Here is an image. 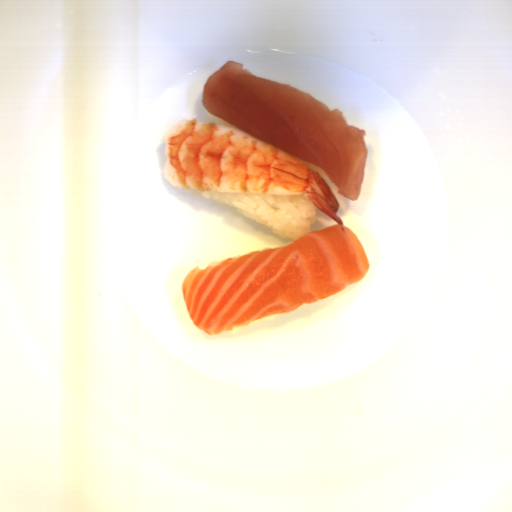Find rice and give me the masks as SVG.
Masks as SVG:
<instances>
[{"label":"rice","instance_id":"obj_1","mask_svg":"<svg viewBox=\"0 0 512 512\" xmlns=\"http://www.w3.org/2000/svg\"><path fill=\"white\" fill-rule=\"evenodd\" d=\"M195 191L207 199L232 206L237 213L270 228L273 234L280 237L298 239L310 231L317 218V206L302 194Z\"/></svg>","mask_w":512,"mask_h":512}]
</instances>
